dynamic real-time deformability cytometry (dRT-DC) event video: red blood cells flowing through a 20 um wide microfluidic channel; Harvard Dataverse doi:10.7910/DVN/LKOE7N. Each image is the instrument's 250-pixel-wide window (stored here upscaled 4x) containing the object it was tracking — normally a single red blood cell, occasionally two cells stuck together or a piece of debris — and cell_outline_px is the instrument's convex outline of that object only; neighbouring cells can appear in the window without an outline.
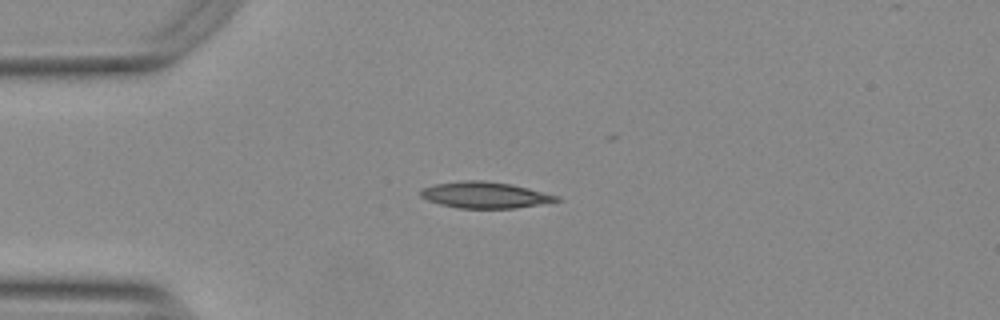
{"species": "Egyptian fruit bat (a non-hibernating species)", "species_latin": "Rousettus aegyptiacus", "temperature_condition": "warm", "stored_images_in_passage": 34, "camera_frame_rate_fps": 3000, "um_per_image_px": 0.085, "animal": {"sex": "female"}, "frame": {"image": 1, "passage_image": 1, "time_ms": 0.0, "image_size_px": [1000, 320], "cell_outline_px": [[564, 200], [516, 208], [460, 208], [440, 204], [428, 200], [420, 196], [420, 192], [424, 188], [436, 184], [464, 180], [480, 180], [512, 184], [560, 196]], "centroid_in_image_um": [41.27, 16.58], "position_along_channel_um": 43.7, "area_um2": 20.69}}
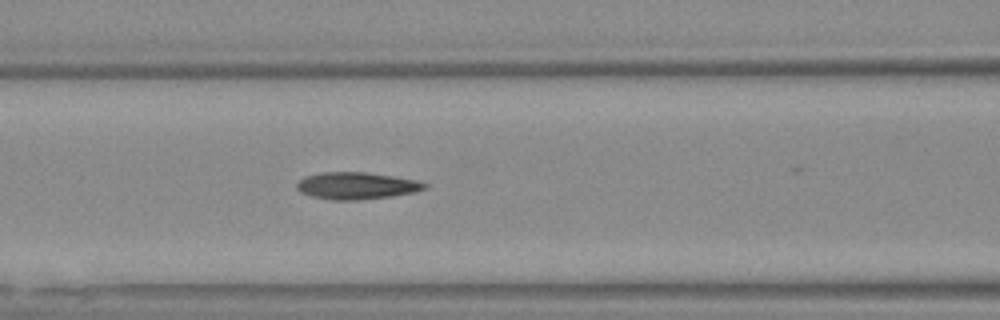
{"frame": {"image": 2, "passage_image": 10, "time_ms": 3.0, "image_size_px": [1000, 320], "cell_outline_px": [[428, 188], [412, 192], [392, 196], [356, 200], [332, 200], [312, 196], [300, 192], [296, 188], [296, 184], [304, 176], [324, 172], [364, 172], [392, 176], [416, 180], [428, 184]], "centroid_in_image_um": [30.28, 15.78], "position_along_channel_um": 136.3, "area_um2": 20.0}}
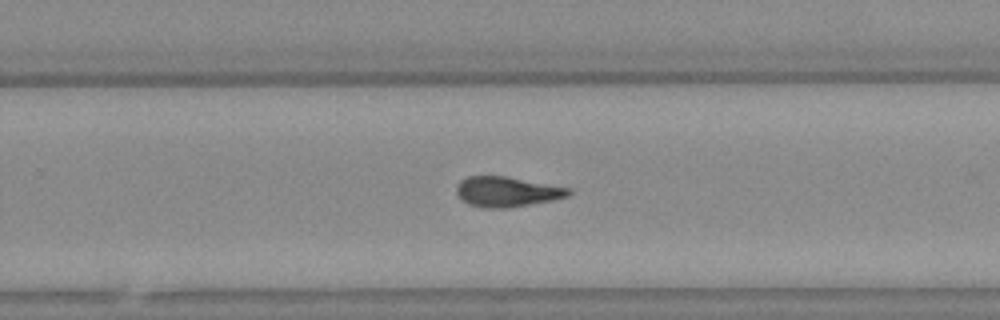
{"frame": {"image": 3, "passage_image": 22, "time_ms": 7.0, "image_size_px": [1000, 320], "cell_outline_px": [[572, 192], [568, 196], [552, 200], [508, 208], [484, 208], [468, 204], [456, 192], [456, 184], [460, 180], [468, 176], [508, 176], [568, 188]], "centroid_in_image_um": [43.06, 16.29], "position_along_channel_um": 286.7, "area_um2": 19.59}, "authors_computed_cell_mechanics": {"area_um2": 19.8543, "velocity_mm_per_s": 3.7793, "shape_relaxation_time_tau1_ms": 8.9808, "shape_relaxation_time_tau2_ms": 3.1459, "deformation_change_tau1": 0.2519, "deformation_change_tau2": 0.1218}}